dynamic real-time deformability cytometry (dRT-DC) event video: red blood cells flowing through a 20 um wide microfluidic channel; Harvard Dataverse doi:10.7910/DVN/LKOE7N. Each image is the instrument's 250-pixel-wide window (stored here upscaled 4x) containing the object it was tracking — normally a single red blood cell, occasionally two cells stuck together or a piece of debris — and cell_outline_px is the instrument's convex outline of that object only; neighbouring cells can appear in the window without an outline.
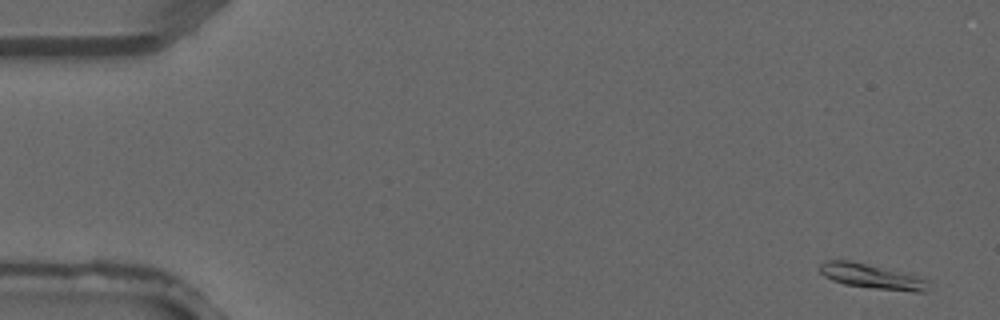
{"species": "common noctule bat (a hibernating species)", "species_latin": "Nyctalus noctula", "temperature_condition": "warm", "stored_images_in_passage": 4, "camera_frame_rate_fps": 3000, "um_per_image_px": 0.085, "animal": {"sex": "male", "forearm_length_mm": 52.5}, "frame": {"image": 1, "passage_image": 1, "time_ms": 0.0, "image_size_px": [1000, 320], "cell_outline_px": [[928, 280], [924, 292], [912, 292], [872, 288], [844, 284], [832, 280], [824, 276], [820, 272], [820, 264], [828, 260], [848, 260], [924, 276]], "centroid_in_image_um": [74.14, 23.49], "position_along_channel_um": 10.9, "area_um2": 15.78}}
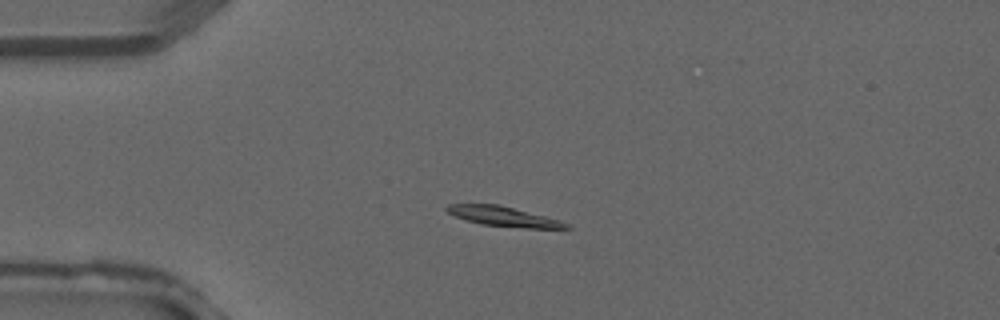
{"frame": {"image": 2, "passage_image": 3, "time_ms": 0.667, "image_size_px": [1000, 320], "cell_outline_px": [[572, 228], [528, 228], [480, 224], [456, 216], [448, 212], [444, 208], [448, 204], [500, 204], [560, 220], [568, 224]], "centroid_in_image_um": [42.8, 18.38], "position_along_channel_um": 42.2, "area_um2": 13.58}}